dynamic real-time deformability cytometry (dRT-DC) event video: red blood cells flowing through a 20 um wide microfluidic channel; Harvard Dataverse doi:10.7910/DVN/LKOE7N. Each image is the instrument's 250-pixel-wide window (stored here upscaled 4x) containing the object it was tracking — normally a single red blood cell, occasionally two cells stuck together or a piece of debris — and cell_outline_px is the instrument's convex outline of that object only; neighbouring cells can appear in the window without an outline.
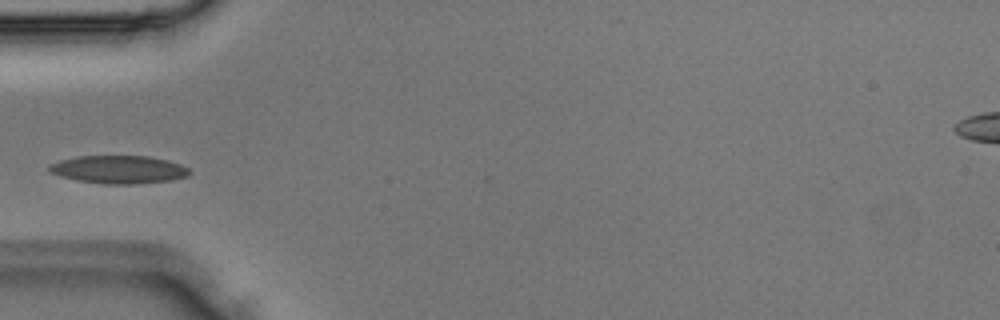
{"species": "Egyptian fruit bat (a non-hibernating species)", "species_latin": "Rousettus aegyptiacus", "temperature_condition": "room temperature", "stored_images_in_passage": 2, "camera_frame_rate_fps": 3000, "um_per_image_px": 0.085, "animal": {"sex": "male"}, "frame": {"image": 1, "passage_image": 2, "time_ms": 0.333, "image_size_px": [1000, 320], "cell_outline_px": [[192, 172], [188, 176], [172, 180], [136, 184], [104, 184], [76, 180], [60, 176], [48, 172], [48, 164], [60, 160], [76, 156], [148, 156], [168, 160], [180, 164], [188, 168]], "centroid_in_image_um": [10.08, 14.41], "position_along_channel_um": 74.9, "area_um2": 23.12}}